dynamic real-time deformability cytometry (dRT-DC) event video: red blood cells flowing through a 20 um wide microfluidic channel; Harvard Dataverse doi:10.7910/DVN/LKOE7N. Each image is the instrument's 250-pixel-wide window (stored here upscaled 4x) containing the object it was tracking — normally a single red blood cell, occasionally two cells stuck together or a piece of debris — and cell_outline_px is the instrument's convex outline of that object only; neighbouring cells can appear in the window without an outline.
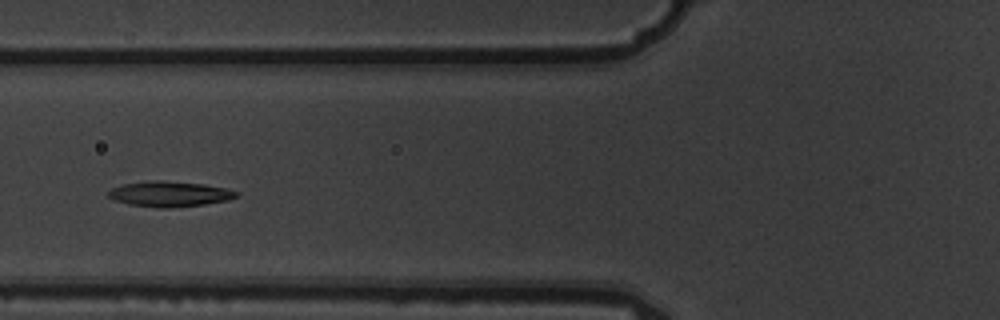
{"species": "common noctule bat (a hibernating species)", "species_latin": "Nyctalus noctula", "temperature_condition": "warm", "stored_images_in_passage": 6, "segment_of_instrument_passage": [2, 2], "camera_frame_rate_fps": 3000, "um_per_image_px": 0.085, "animal": {"sex": "male", "body_mass_g": 19.5, "forearm_length_mm": 54.6}, "frame": {"image": 1, "passage_image": 6, "time_ms": 1.667, "image_size_px": [1000, 320], "cell_outline_px": [[236, 196], [228, 200], [204, 204], [172, 208], [160, 208], [128, 204], [116, 200], [108, 196], [108, 192], [112, 188], [124, 184], [148, 180], [164, 180], [204, 184], [224, 188], [236, 192]], "centroid_in_image_um": [14.38, 16.48], "position_along_channel_um": 111.4, "area_um2": 18.79}}